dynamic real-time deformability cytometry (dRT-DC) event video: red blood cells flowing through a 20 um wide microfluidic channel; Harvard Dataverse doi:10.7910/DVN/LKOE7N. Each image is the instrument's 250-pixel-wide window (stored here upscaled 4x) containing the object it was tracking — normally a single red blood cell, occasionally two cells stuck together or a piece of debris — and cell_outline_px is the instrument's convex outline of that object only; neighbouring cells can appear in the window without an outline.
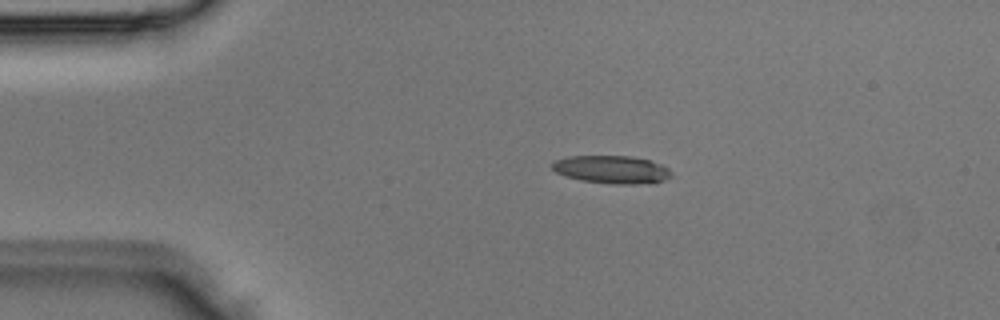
{"species": "Egyptian fruit bat (a non-hibernating species)", "species_latin": "Rousettus aegyptiacus", "temperature_condition": "room temperature", "stored_images_in_passage": 2, "camera_frame_rate_fps": 3000, "um_per_image_px": 0.085, "animal": {"sex": "male"}, "frame": {"image": 1, "passage_image": 1, "time_ms": 0.0, "image_size_px": [1000, 320], "cell_outline_px": [[672, 176], [664, 180], [652, 184], [616, 184], [580, 180], [556, 172], [552, 168], [552, 160], [568, 156], [632, 156], [648, 160], [660, 164], [668, 168]], "centroid_in_image_um": [52.0, 14.41], "position_along_channel_um": 33.0, "area_um2": 19.42}}